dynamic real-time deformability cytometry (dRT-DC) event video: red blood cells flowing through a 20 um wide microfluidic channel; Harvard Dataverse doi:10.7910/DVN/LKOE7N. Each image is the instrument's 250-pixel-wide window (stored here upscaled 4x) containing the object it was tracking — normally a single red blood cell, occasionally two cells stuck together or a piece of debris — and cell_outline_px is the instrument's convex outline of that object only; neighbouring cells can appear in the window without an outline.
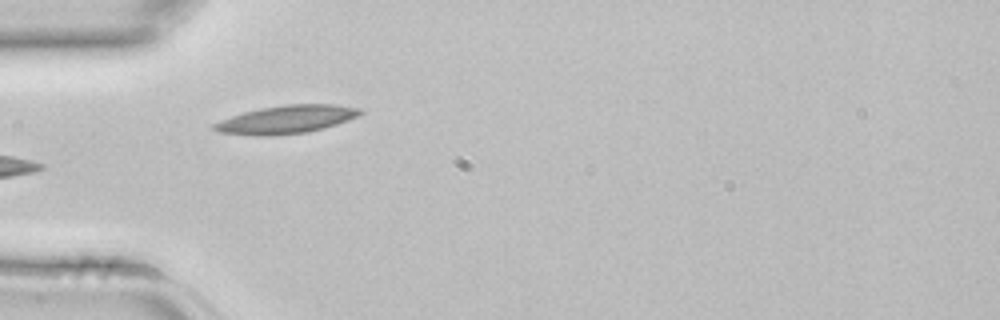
{"species": "common noctule bat (a hibernating species)", "species_latin": "Nyctalus noctula", "temperature_condition": "room temperature", "stored_images_in_passage": 4, "camera_frame_rate_fps": 3000, "um_per_image_px": 0.085, "animal": {"sex": "female", "body_mass_g": 22.7, "forearm_length_mm": 54.2}, "frame": {"image": 1, "passage_image": 3, "time_ms": 0.667, "image_size_px": [1000, 320], "cell_outline_px": [[364, 112], [360, 116], [324, 128], [308, 132], [272, 136], [252, 136], [216, 132], [212, 128], [212, 124], [220, 120], [244, 112], [260, 108], [288, 104], [332, 104], [364, 108]], "centroid_in_image_um": [24.35, 10.16], "position_along_channel_um": 60.6, "area_um2": 24.28}}